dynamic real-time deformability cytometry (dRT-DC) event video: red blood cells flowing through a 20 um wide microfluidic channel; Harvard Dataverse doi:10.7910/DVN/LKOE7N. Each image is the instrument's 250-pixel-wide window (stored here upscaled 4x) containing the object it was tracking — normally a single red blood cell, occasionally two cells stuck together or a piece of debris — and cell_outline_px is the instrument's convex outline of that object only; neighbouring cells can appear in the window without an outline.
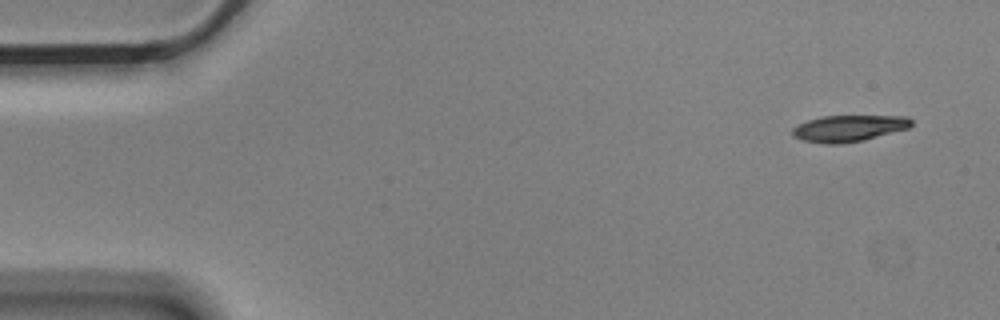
{"species": "Egyptian fruit bat (a non-hibernating species)", "species_latin": "Rousettus aegyptiacus", "temperature_condition": "cold", "stored_images_in_passage": 4, "camera_frame_rate_fps": 3000, "um_per_image_px": 0.085, "animal": {"sex": "male"}, "frame": {"image": 1, "passage_image": 1, "time_ms": 0.0, "image_size_px": [1000, 320], "cell_outline_px": [[912, 124], [908, 128], [864, 140], [840, 144], [824, 144], [804, 140], [792, 136], [792, 128], [796, 124], [808, 120], [824, 116], [908, 116], [912, 120]], "centroid_in_image_um": [72.12, 10.91], "position_along_channel_um": 12.9, "area_um2": 18.32}}
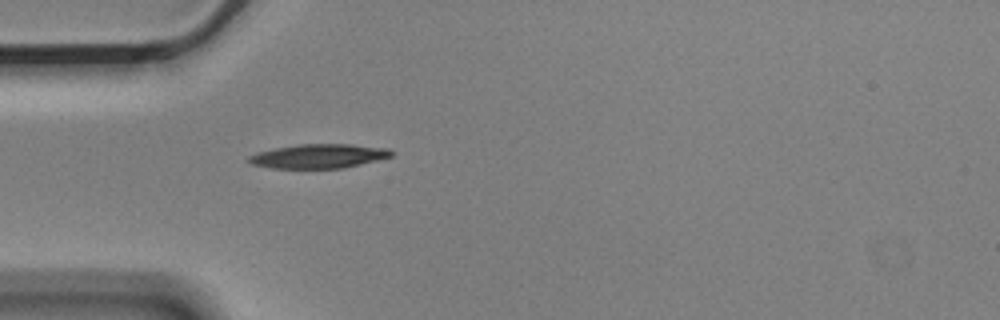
{"frame": {"image": 2, "passage_image": 4, "time_ms": 1.0, "image_size_px": [1000, 320], "cell_outline_px": [[392, 156], [344, 168], [272, 168], [252, 164], [248, 160], [248, 156], [256, 152], [276, 148], [300, 144], [352, 144], [388, 148], [392, 152]], "centroid_in_image_um": [27.08, 13.27], "position_along_channel_um": 57.9, "area_um2": 19.94}}